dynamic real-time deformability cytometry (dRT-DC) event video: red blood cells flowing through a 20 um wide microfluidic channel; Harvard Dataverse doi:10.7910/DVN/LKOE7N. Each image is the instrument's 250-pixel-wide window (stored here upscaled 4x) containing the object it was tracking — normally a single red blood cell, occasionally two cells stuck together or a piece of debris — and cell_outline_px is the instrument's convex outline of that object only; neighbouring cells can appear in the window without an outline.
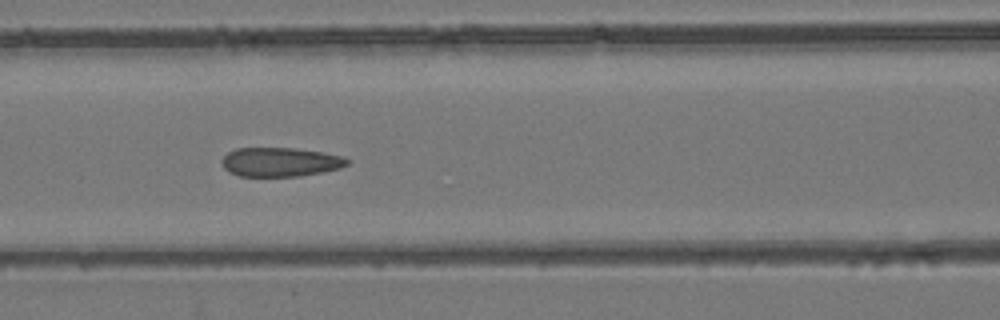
{"species": "common noctule bat (a hibernating species)", "species_latin": "Nyctalus noctula", "temperature_condition": "room temperature", "stored_images_in_passage": 9, "camera_frame_rate_fps": 3000, "um_per_image_px": 0.085, "animal": {"sex": "female", "body_mass_g": 24.6, "forearm_length_mm": 56.2}, "frame": {"image": 1, "passage_image": 7, "time_ms": 7.333, "image_size_px": [1000, 320], "cell_outline_px": [[352, 160], [348, 164], [340, 168], [324, 172], [300, 176], [240, 176], [228, 172], [224, 168], [220, 160], [228, 152], [236, 148], [296, 148], [320, 152], [340, 156]], "centroid_in_image_um": [23.81, 13.77], "position_along_channel_um": 142.8, "area_um2": 21.33}}
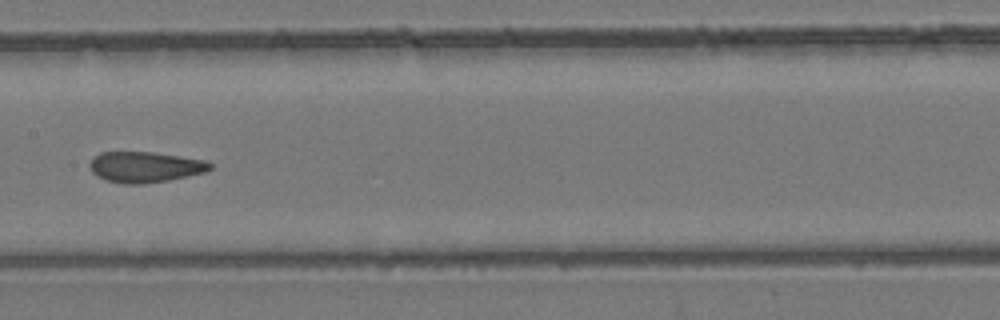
{"frame": {"image": 2, "passage_image": 8, "time_ms": 8.667, "image_size_px": [1000, 320], "cell_outline_px": [[212, 168], [204, 172], [168, 180], [144, 184], [124, 184], [104, 180], [96, 176], [88, 168], [88, 164], [92, 156], [100, 152], [152, 152], [180, 156], [204, 160], [212, 164]], "centroid_in_image_um": [12.25, 14.19], "position_along_channel_um": 195.2, "area_um2": 21.73}}
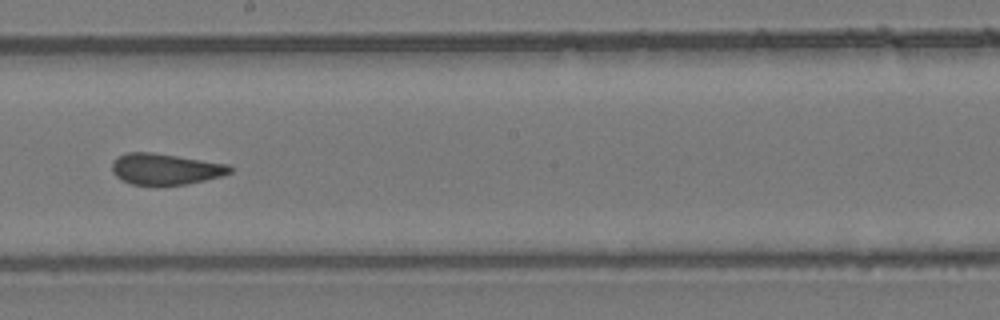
{"frame": {"image": 3, "passage_image": 9, "time_ms": 9.667, "image_size_px": [1000, 320], "cell_outline_px": [[232, 172], [220, 176], [204, 180], [184, 184], [156, 188], [132, 184], [120, 180], [112, 172], [112, 160], [128, 152], [152, 152], [228, 164], [232, 168]], "centroid_in_image_um": [14.0, 14.4], "position_along_channel_um": 234.2, "area_um2": 21.85}}